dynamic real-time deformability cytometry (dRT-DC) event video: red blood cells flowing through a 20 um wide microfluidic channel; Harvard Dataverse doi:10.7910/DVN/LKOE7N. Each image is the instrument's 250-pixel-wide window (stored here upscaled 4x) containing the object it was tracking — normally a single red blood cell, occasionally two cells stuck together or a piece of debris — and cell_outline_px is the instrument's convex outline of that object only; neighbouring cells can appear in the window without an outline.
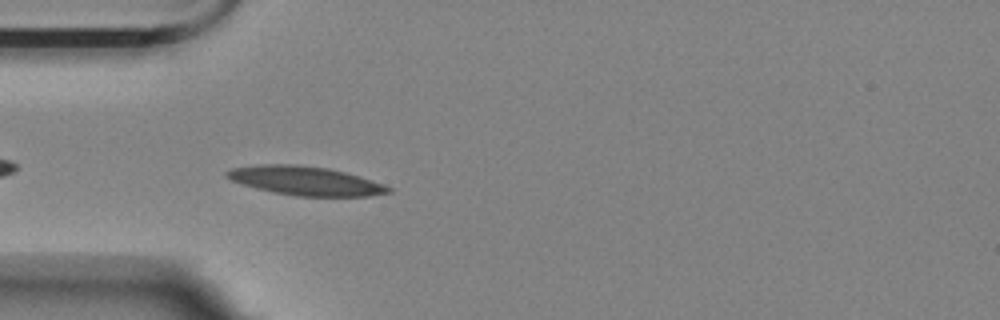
{"species": "Egyptian fruit bat (a non-hibernating species)", "species_latin": "Rousettus aegyptiacus", "temperature_condition": "room temperature", "stored_images_in_passage": 43, "camera_frame_rate_fps": 3000, "um_per_image_px": 0.085, "animal": {"sex": "female"}, "frame": {"image": 1, "passage_image": 3, "time_ms": 0.667, "image_size_px": [1000, 320], "cell_outline_px": [[392, 192], [368, 196], [296, 196], [256, 188], [232, 180], [224, 176], [224, 172], [232, 168], [260, 164], [296, 164], [328, 168], [360, 176], [384, 184], [392, 188]], "centroid_in_image_um": [25.97, 15.36], "position_along_channel_um": 59.0, "area_um2": 27.11}}
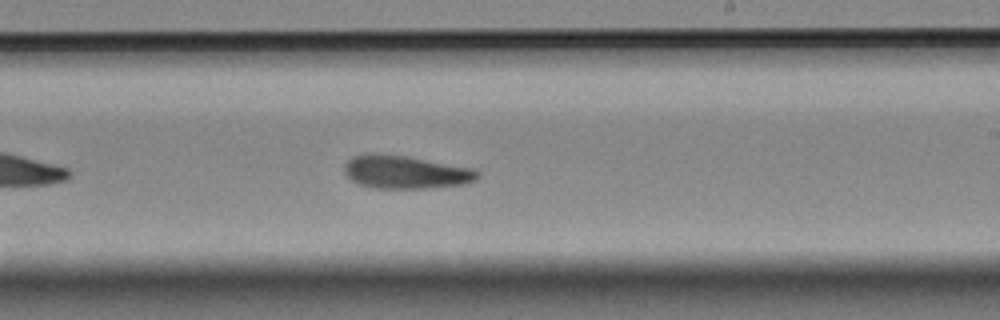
{"frame": {"image": 2, "passage_image": 20, "time_ms": 6.333, "image_size_px": [1000, 320], "cell_outline_px": [[480, 176], [476, 180], [464, 184], [428, 188], [372, 188], [360, 184], [352, 180], [344, 172], [344, 164], [348, 160], [356, 156], [404, 156], [476, 168], [480, 172]], "centroid_in_image_um": [34.58, 14.67], "position_along_channel_um": 254.4, "area_um2": 25.09}}
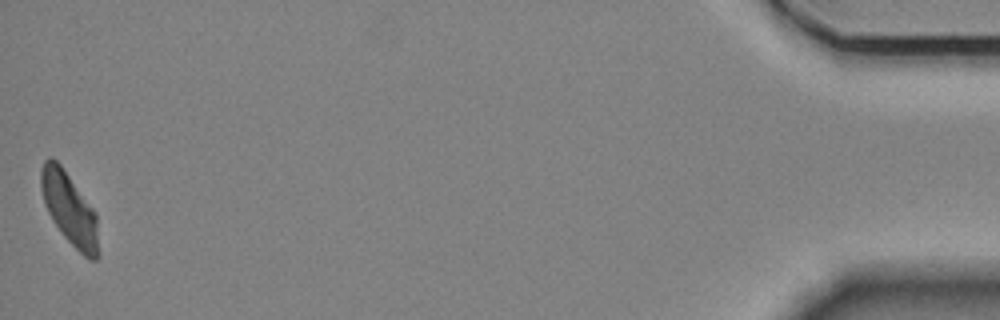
{"frame": {"image": 3, "passage_image": 43, "time_ms": 14.0, "image_size_px": [1000, 320], "cell_outline_px": [[100, 256], [96, 260], [88, 260], [64, 236], [52, 220], [44, 204], [40, 188], [40, 172], [44, 160], [48, 156], [52, 156], [60, 164], [96, 212], [100, 252]], "centroid_in_image_um": [5.91, 17.76], "position_along_channel_um": 429.3, "area_um2": 24.45}, "authors_computed_cell_mechanics": {"area_um2": 25.432, "velocity_mm_per_s": 3.4961, "shape_relaxation_time_tau1_ms": 10.1084, "shape_relaxation_time_tau2_ms": 4.4614, "deformation_change_tau1": 0.1991, "deformation_change_tau2": 0.1103}}